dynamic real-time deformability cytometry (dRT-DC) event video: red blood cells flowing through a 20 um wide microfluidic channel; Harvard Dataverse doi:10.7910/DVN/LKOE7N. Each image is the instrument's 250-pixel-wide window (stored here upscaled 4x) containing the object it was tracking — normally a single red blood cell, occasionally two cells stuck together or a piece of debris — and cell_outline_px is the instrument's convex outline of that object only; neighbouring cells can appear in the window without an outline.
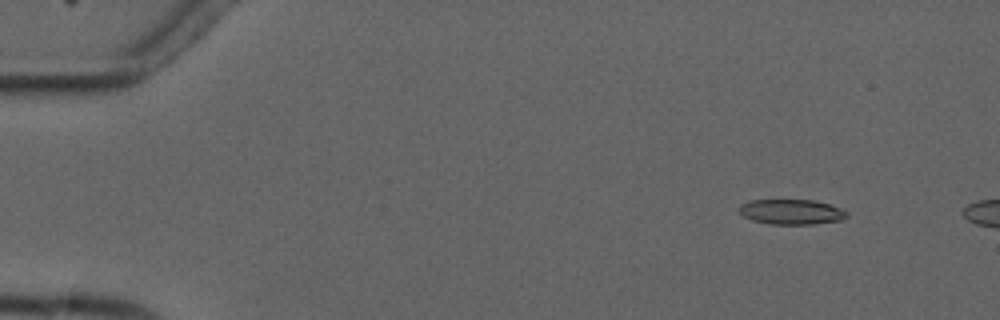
{"species": "common noctule bat (a hibernating species)", "species_latin": "Nyctalus noctula", "temperature_condition": "cold", "stored_images_in_passage": 4, "camera_frame_rate_fps": 3000, "um_per_image_px": 0.085, "animal": {"sex": "male", "forearm_length_mm": 52.5}, "frame": {"image": 1, "passage_image": 2, "time_ms": 1.0, "image_size_px": [1000, 320], "cell_outline_px": [[848, 216], [840, 220], [812, 224], [768, 224], [752, 220], [744, 216], [740, 212], [740, 204], [748, 200], [812, 200], [828, 204], [840, 208], [848, 212]], "centroid_in_image_um": [67.25, 18.01], "position_along_channel_um": 17.7, "area_um2": 15.66}}